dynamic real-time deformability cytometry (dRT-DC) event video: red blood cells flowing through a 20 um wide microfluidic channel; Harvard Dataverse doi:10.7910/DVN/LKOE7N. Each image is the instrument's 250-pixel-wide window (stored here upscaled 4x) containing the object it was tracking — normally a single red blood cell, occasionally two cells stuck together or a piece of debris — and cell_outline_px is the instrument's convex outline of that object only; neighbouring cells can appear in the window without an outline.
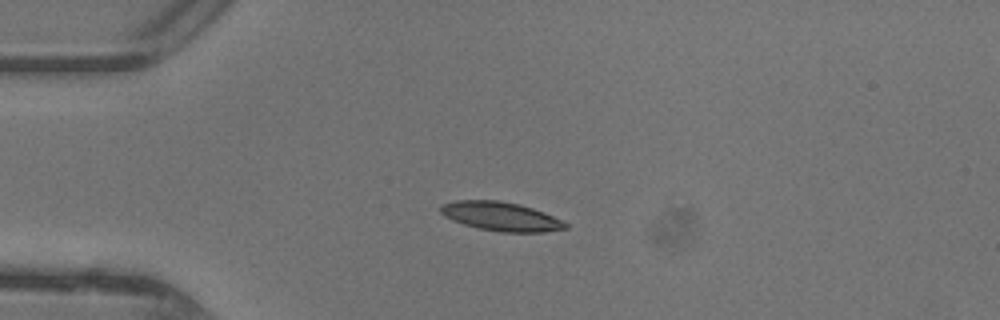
{"species": "common noctule bat (a hibernating species)", "species_latin": "Nyctalus noctula", "temperature_condition": "warm", "stored_images_in_passage": 36, "camera_frame_rate_fps": 3000, "um_per_image_px": 0.085, "animal": {"sex": "female"}, "frame": {"image": 1, "passage_image": 1, "time_ms": 0.0, "image_size_px": [1000, 320], "cell_outline_px": [[568, 228], [544, 232], [500, 232], [480, 228], [464, 224], [452, 220], [444, 216], [440, 212], [440, 204], [456, 200], [500, 200], [520, 204], [544, 212], [568, 224]], "centroid_in_image_um": [42.55, 18.38], "position_along_channel_um": 42.4, "area_um2": 21.04}}
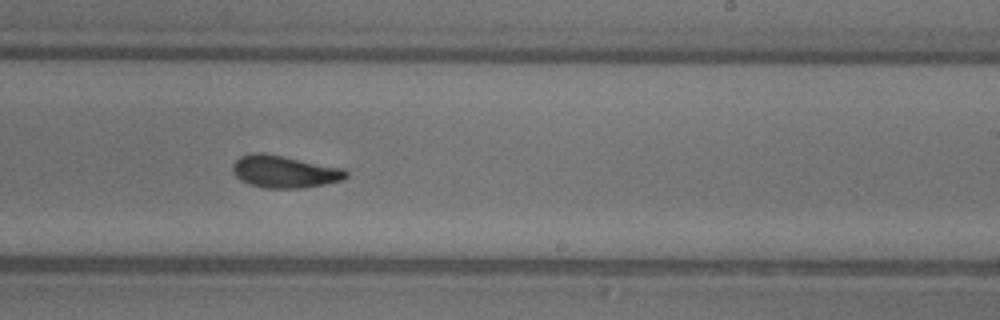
{"frame": {"image": 2, "passage_image": 18, "time_ms": 5.667, "image_size_px": [1000, 320], "cell_outline_px": [[348, 176], [344, 180], [304, 188], [264, 188], [248, 184], [240, 180], [232, 172], [232, 164], [240, 156], [256, 152], [260, 152], [344, 168], [348, 172]], "centroid_in_image_um": [24.17, 14.6], "position_along_channel_um": 264.8, "area_um2": 21.39}}
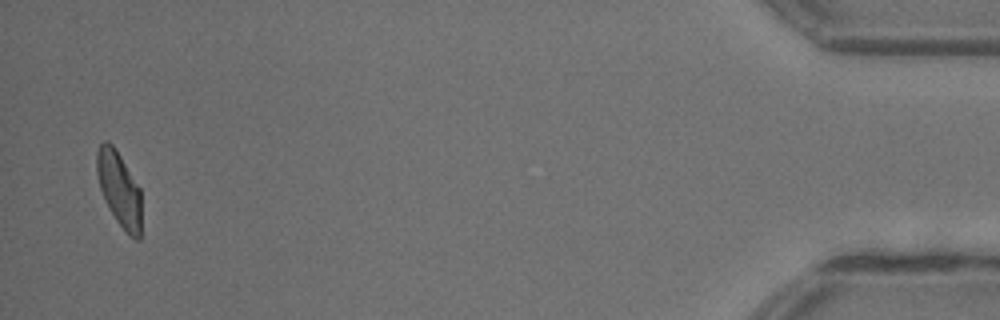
{"frame": {"image": 3, "passage_image": 35, "time_ms": 11.333, "image_size_px": [1000, 320], "cell_outline_px": [[140, 240], [136, 240], [116, 220], [100, 188], [96, 172], [96, 152], [100, 144], [104, 140], [108, 140], [116, 148], [140, 188]], "centroid_in_image_um": [10.11, 15.98], "position_along_channel_um": 425.1, "area_um2": 19.07}, "authors_computed_cell_mechanics": {"area_um2": 20.8658, "velocity_mm_per_s": 4.4011, "shape_relaxation_time_tau1_ms": 4.4448, "shape_relaxation_time_tau2_ms": 2.0641, "deformation_change_tau1": 0.1496, "deformation_change_tau2": 0.09}}